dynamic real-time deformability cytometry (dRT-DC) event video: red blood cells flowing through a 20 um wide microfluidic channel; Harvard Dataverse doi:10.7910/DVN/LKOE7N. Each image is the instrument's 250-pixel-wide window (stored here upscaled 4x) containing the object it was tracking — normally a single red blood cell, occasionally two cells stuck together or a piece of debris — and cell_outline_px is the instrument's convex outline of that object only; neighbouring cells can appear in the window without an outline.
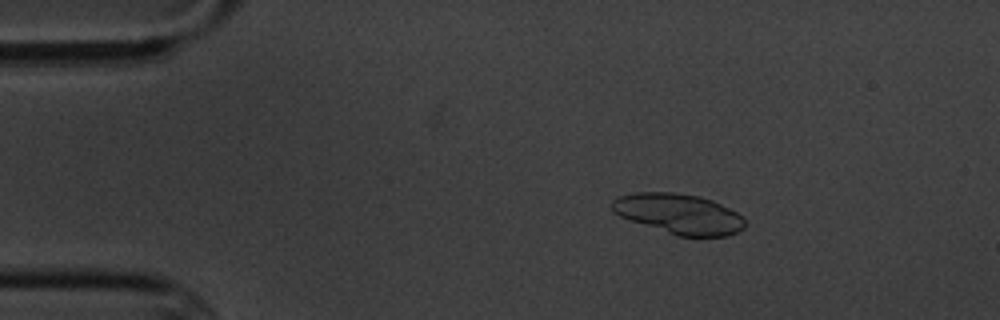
{"species": "common noctule bat (a hibernating species)", "species_latin": "Nyctalus noctula", "temperature_condition": "cold", "stored_images_in_passage": 5, "camera_frame_rate_fps": 3000, "um_per_image_px": 0.085, "animal": {"sex": "male", "body_mass_g": 20.1, "forearm_length_mm": 53.5}, "frame": {"image": 1, "passage_image": 3, "time_ms": 2.333, "image_size_px": [1000, 320], "cell_outline_px": [[744, 228], [728, 236], [680, 236], [628, 220], [612, 212], [612, 200], [616, 196], [636, 192], [672, 192], [700, 196], [712, 200], [744, 216]], "centroid_in_image_um": [57.68, 18.16], "position_along_channel_um": 27.3, "area_um2": 31.1}}